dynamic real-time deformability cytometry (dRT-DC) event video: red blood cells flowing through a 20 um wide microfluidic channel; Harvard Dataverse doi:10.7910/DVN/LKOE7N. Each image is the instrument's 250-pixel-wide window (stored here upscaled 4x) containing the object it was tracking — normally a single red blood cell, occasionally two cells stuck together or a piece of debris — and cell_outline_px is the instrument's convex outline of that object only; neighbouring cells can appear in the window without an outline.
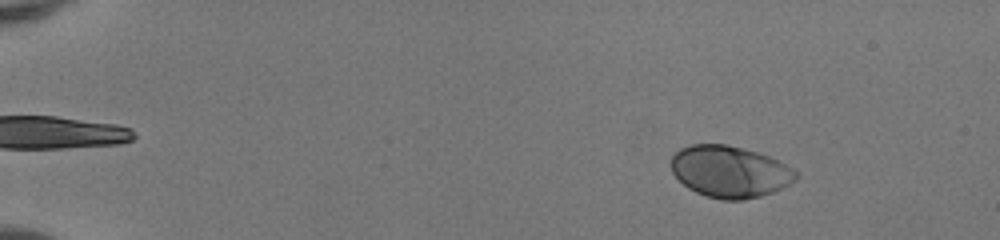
{"species": "human", "species_latin": "Homo sapiens", "temperature_condition": "room temperature", "stored_images_in_passage": 45, "camera_frame_rate_fps": 3000, "um_per_image_px": 0.085, "donor": {"sex": "female"}, "frame": {"image": 1, "passage_image": 1, "time_ms": 0.0, "image_size_px": [1000, 240], "cell_outline_px": [[800, 176], [796, 180], [772, 192], [760, 196], [744, 200], [720, 200], [704, 196], [688, 188], [672, 172], [672, 156], [680, 148], [692, 144], [724, 144], [756, 152], [768, 156], [792, 168]], "centroid_in_image_um": [62.02, 14.6], "position_along_channel_um": 23.0, "area_um2": 37.34}}
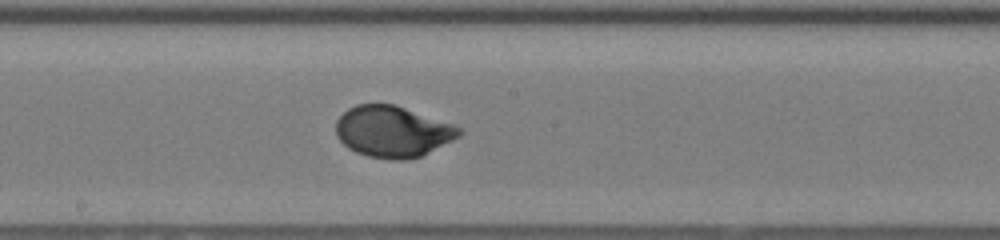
{"frame": {"image": 2, "passage_image": 24, "time_ms": 7.667, "image_size_px": [1000, 240], "cell_outline_px": [[464, 132], [460, 136], [420, 156], [404, 160], [392, 160], [368, 156], [356, 152], [348, 148], [336, 136], [336, 120], [348, 108], [356, 104], [392, 104], [452, 124], [460, 128]], "centroid_in_image_um": [33.34, 11.19], "position_along_channel_um": 214.9, "area_um2": 36.41}}
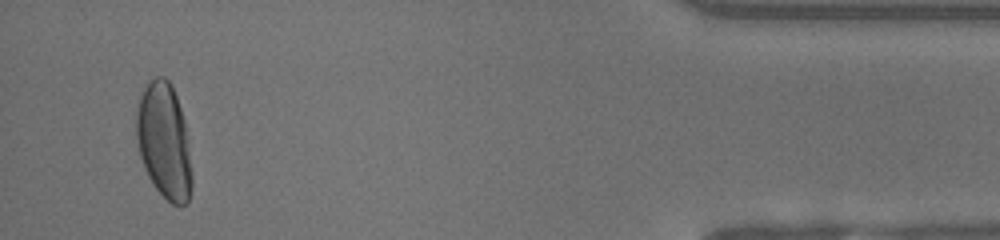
{"frame": {"image": 3, "passage_image": 43, "time_ms": 14.0, "image_size_px": [1000, 240], "cell_outline_px": [[192, 188], [188, 204], [172, 204], [156, 188], [148, 176], [144, 168], [140, 156], [136, 140], [136, 112], [140, 96], [148, 80], [156, 76], [164, 76], [172, 84], [184, 120], [192, 176]], "centroid_in_image_um": [13.93, 11.97], "position_along_channel_um": 421.3, "area_um2": 37.34}, "authors_computed_cell_mechanics": {"area_um2": 36.3562, "velocity_mm_per_s": 4.16, "shape_relaxation_time_tau1_ms": 3.222, "shape_relaxation_time_tau2_ms": null, "deformation_change_tau1": 0.1841, "deformation_change_tau2": null}}